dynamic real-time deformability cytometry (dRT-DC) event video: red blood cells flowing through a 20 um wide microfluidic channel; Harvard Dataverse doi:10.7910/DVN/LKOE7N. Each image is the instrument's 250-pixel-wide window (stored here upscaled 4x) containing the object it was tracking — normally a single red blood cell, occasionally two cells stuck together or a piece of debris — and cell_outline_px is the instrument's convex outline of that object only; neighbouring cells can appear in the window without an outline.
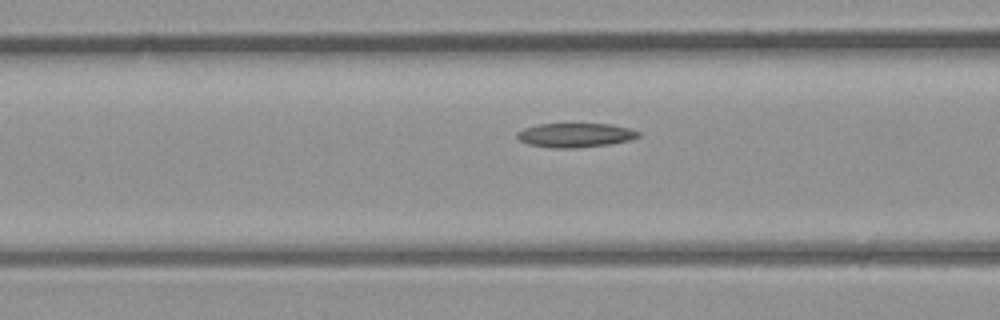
{"species": "common noctule bat (a hibernating species)", "species_latin": "Nyctalus noctula", "temperature_condition": "room temperature", "stored_images_in_passage": 6, "camera_frame_rate_fps": 3000, "um_per_image_px": 0.085, "animal": {"sex": "male", "body_mass_g": 23.1, "forearm_length_mm": 52.7}, "frame": {"image": 1, "passage_image": 6, "time_ms": 6.0, "image_size_px": [1000, 320], "cell_outline_px": [[640, 136], [632, 140], [608, 144], [576, 148], [552, 148], [528, 144], [520, 140], [516, 136], [516, 132], [524, 128], [540, 124], [608, 124], [628, 128], [640, 132]], "centroid_in_image_um": [48.89, 11.49], "position_along_channel_um": 117.7, "area_um2": 17.05}}